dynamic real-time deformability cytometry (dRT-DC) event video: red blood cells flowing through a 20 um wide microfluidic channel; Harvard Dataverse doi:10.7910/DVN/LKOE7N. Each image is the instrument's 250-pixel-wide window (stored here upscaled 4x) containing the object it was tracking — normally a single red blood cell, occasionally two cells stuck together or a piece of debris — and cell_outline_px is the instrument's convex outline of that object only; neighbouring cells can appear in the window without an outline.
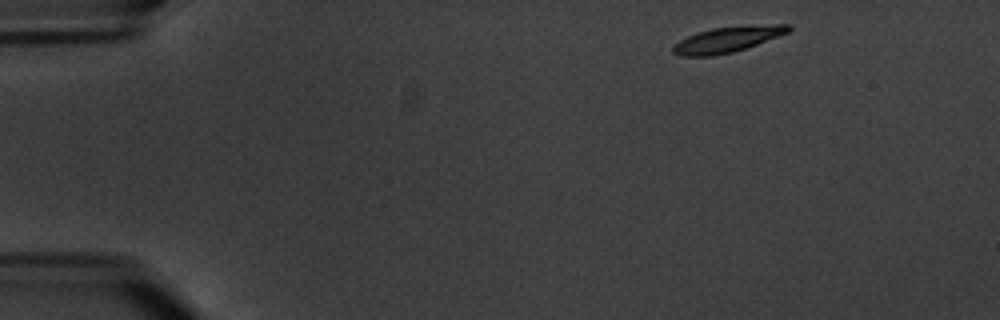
{"species": "common noctule bat (a hibernating species)", "species_latin": "Nyctalus noctula", "temperature_condition": "warm", "stored_images_in_passage": 4, "camera_frame_rate_fps": 3000, "um_per_image_px": 0.085, "animal": {"sex": "male", "body_mass_g": 20.1, "forearm_length_mm": 53.5}, "frame": {"image": 1, "passage_image": 1, "time_ms": 0.0, "image_size_px": [1000, 320], "cell_outline_px": [[792, 28], [788, 32], [756, 44], [732, 52], [712, 56], [680, 56], [672, 52], [672, 48], [680, 40], [696, 32], [712, 28], [772, 24], [792, 24]], "centroid_in_image_um": [61.81, 3.35], "position_along_channel_um": 23.2, "area_um2": 16.94}}